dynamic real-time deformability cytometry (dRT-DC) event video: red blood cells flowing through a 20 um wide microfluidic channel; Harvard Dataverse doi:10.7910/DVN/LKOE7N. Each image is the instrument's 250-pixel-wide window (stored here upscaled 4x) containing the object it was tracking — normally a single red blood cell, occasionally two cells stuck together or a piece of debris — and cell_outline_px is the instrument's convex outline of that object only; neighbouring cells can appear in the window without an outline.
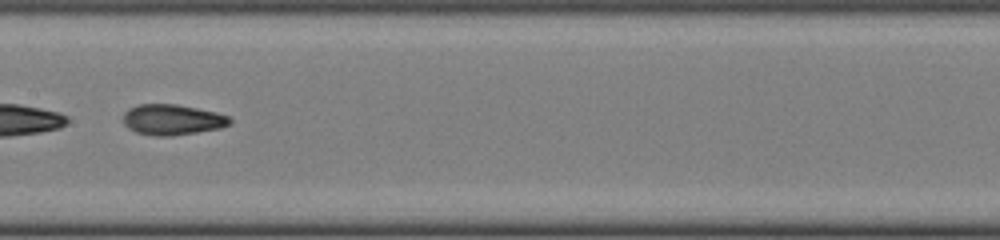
{"species": "common noctule bat (a hibernating species)", "species_latin": "Nyctalus noctula", "temperature_condition": "cold", "stored_images_in_passage": 31, "camera_frame_rate_fps": 3000, "um_per_image_px": 0.085, "animal": {"sex": "female", "body_mass_g": 22.0, "forearm_length_mm": 56.7}, "frame": {"image": 1, "passage_image": 10, "time_ms": 3.0, "image_size_px": [1000, 240], "cell_outline_px": [[232, 120], [228, 124], [220, 128], [172, 136], [156, 136], [136, 132], [128, 128], [124, 124], [124, 112], [128, 108], [136, 104], [176, 104], [216, 112], [228, 116]], "centroid_in_image_um": [14.61, 10.16], "position_along_channel_um": 192.8, "area_um2": 18.96}}
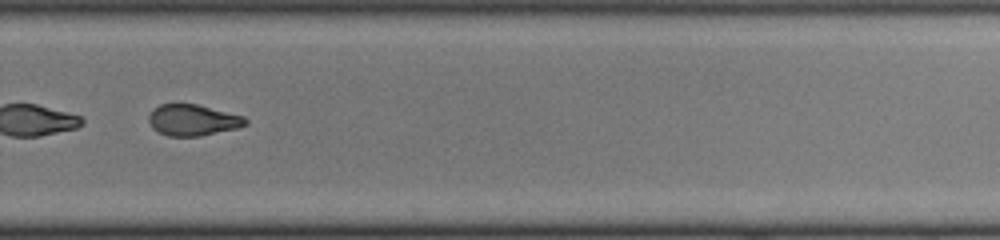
{"frame": {"image": 2, "passage_image": 18, "time_ms": 5.667, "image_size_px": [1000, 240], "cell_outline_px": [[248, 124], [236, 128], [200, 136], [168, 136], [156, 132], [152, 128], [148, 120], [148, 116], [152, 108], [160, 104], [196, 104], [244, 116], [248, 120]], "centroid_in_image_um": [16.35, 10.21], "position_along_channel_um": 313.5, "area_um2": 17.69}}